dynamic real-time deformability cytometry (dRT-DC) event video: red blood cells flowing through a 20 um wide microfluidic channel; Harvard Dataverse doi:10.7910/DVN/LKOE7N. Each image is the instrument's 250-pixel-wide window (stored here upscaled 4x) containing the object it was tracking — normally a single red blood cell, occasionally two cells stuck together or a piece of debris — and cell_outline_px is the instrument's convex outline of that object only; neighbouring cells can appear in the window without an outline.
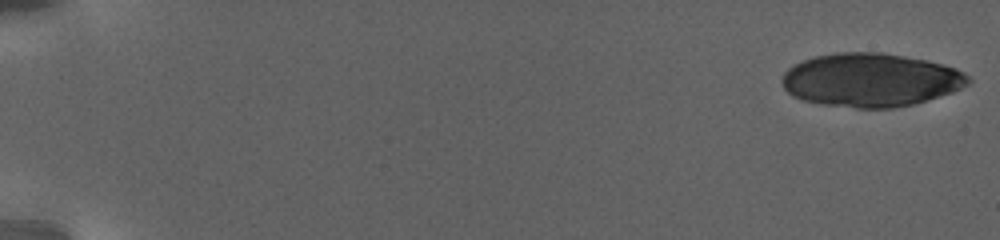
{"species": "human", "species_latin": "Homo sapiens", "temperature_condition": "warm", "stored_images_in_passage": 21, "camera_frame_rate_fps": 3000, "um_per_image_px": 0.085, "donor": {"sex": "female"}, "frame": {"image": 1, "passage_image": 1, "time_ms": 0.0, "image_size_px": [1000, 240], "cell_outline_px": [[972, 80], [968, 84], [952, 92], [912, 104], [892, 108], [856, 108], [824, 104], [804, 100], [792, 96], [784, 88], [780, 80], [784, 72], [792, 64], [816, 56], [836, 52], [880, 52], [904, 56], [924, 60], [956, 68], [964, 72]], "centroid_in_image_um": [73.97, 6.79], "position_along_channel_um": 11.0, "area_um2": 57.92}}
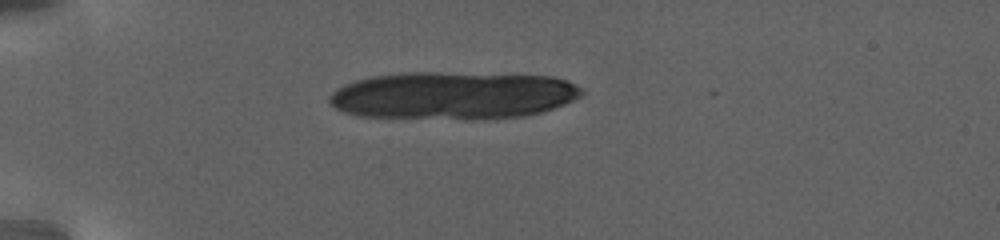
{"frame": {"image": 2, "passage_image": 17, "time_ms": 6.667, "image_size_px": [1000, 240], "cell_outline_px": [[584, 92], [580, 96], [564, 104], [540, 112], [524, 116], [364, 116], [344, 112], [328, 104], [328, 96], [336, 88], [344, 84], [356, 80], [372, 76], [404, 72], [428, 72], [552, 76], [568, 80], [580, 88]], "centroid_in_image_um": [38.46, 8.06], "position_along_channel_um": 46.5, "area_um2": 68.03}}
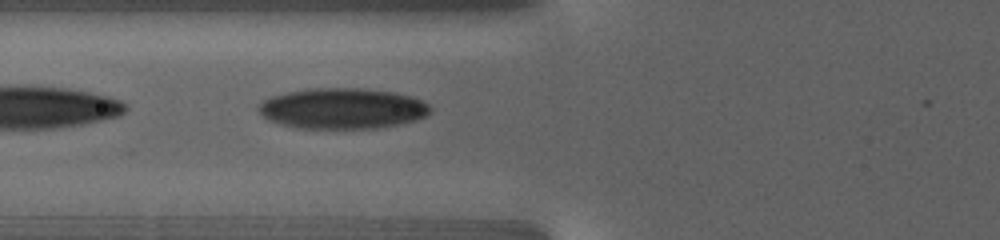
{"frame": {"image": 3, "passage_image": 21, "time_ms": 10.333, "image_size_px": [1000, 240], "cell_outline_px": [[432, 108], [424, 116], [400, 124], [380, 128], [296, 128], [280, 124], [268, 120], [256, 108], [264, 100], [272, 96], [288, 92], [308, 88], [360, 88], [392, 92], [412, 96], [428, 104]], "centroid_in_image_um": [29.08, 9.22], "position_along_channel_um": 96.7, "area_um2": 40.58}}